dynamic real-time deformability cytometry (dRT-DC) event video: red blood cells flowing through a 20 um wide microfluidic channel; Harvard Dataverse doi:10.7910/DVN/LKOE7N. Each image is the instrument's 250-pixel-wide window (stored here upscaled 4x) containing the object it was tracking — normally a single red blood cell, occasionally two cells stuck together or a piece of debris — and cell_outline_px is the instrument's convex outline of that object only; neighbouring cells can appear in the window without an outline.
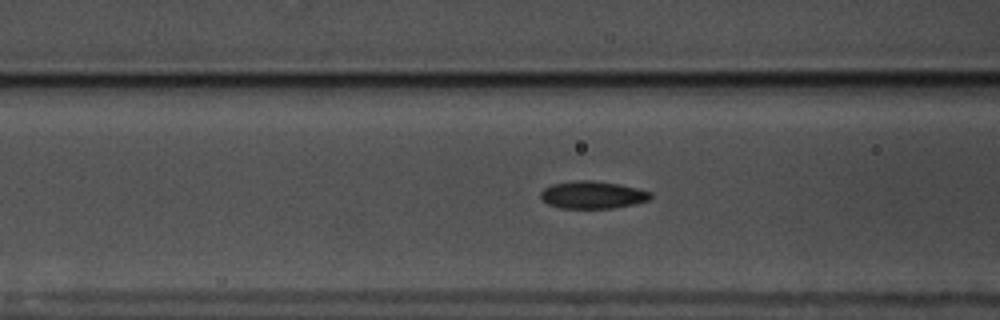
{"species": "common noctule bat (a hibernating species)", "species_latin": "Nyctalus noctula", "temperature_condition": "warm", "stored_images_in_passage": 48, "camera_frame_rate_fps": 3000, "um_per_image_px": 0.085, "animal": {"sex": "male", "body_mass_g": 17.5, "forearm_length_mm": 52.3}, "frame": {"image": 1, "passage_image": 13, "time_ms": 4.0, "image_size_px": [1000, 320], "cell_outline_px": [[652, 196], [648, 200], [632, 204], [612, 208], [560, 208], [548, 204], [540, 196], [540, 192], [544, 188], [552, 184], [572, 180], [592, 180], [620, 184], [652, 192]], "centroid_in_image_um": [50.35, 16.55], "position_along_channel_um": 116.3, "area_um2": 17.57}}
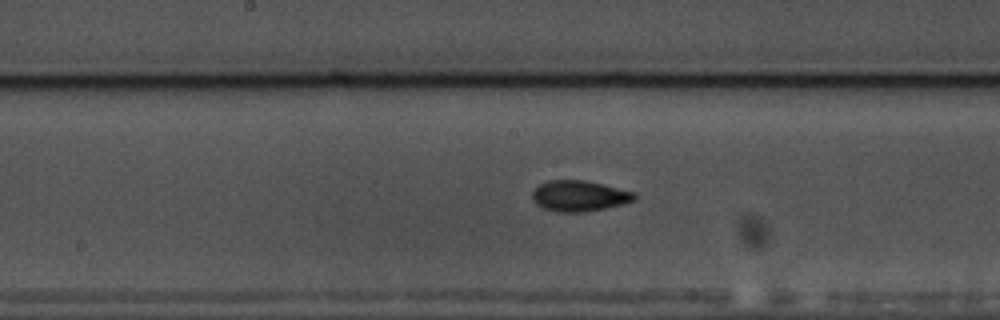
{"frame": {"image": 2, "passage_image": 20, "time_ms": 6.333, "image_size_px": [1000, 320], "cell_outline_px": [[636, 200], [624, 204], [584, 212], [556, 212], [544, 208], [536, 204], [532, 200], [532, 192], [540, 184], [548, 180], [584, 180], [636, 192]], "centroid_in_image_um": [49.24, 16.66], "position_along_channel_um": 199.0, "area_um2": 18.38}}
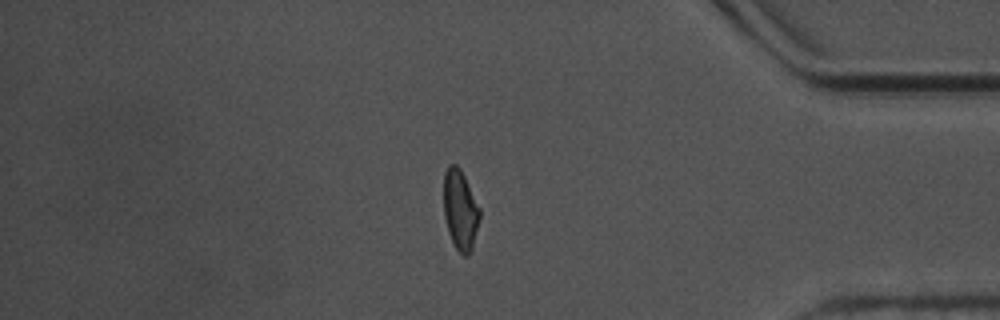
{"frame": {"image": 3, "passage_image": 39, "time_ms": 12.667, "image_size_px": [1000, 320], "cell_outline_px": [[480, 220], [472, 248], [468, 256], [464, 256], [456, 248], [448, 232], [444, 216], [444, 172], [448, 164], [456, 164], [460, 168], [480, 208]], "centroid_in_image_um": [39.12, 17.83], "position_along_channel_um": 396.1, "area_um2": 16.82}, "authors_computed_cell_mechanics": {"area_um2": 17.2822, "velocity_mm_per_s": 3.5571, "shape_relaxation_time_tau1_ms": 3.4855, "shape_relaxation_time_tau2_ms": 1.5673, "deformation_change_tau1": 0.1273, "deformation_change_tau2": 0.0637}}